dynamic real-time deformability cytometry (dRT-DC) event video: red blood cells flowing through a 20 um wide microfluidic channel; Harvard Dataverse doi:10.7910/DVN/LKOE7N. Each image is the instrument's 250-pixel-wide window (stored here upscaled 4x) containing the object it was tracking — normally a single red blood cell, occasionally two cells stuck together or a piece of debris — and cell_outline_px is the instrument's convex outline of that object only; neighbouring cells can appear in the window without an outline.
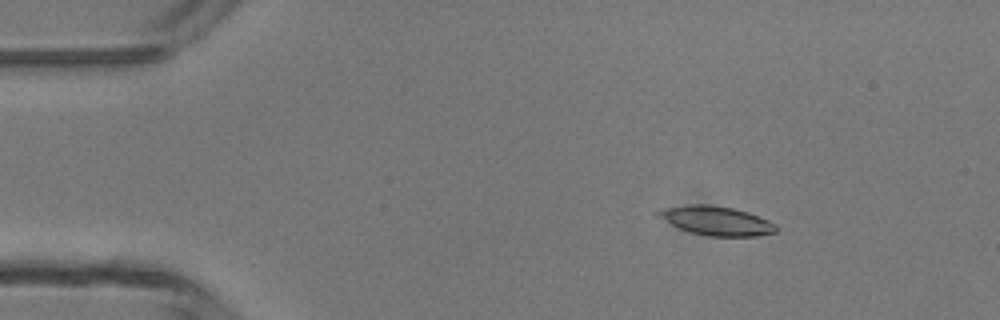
{"species": "common noctule bat (a hibernating species)", "species_latin": "Nyctalus noctula", "temperature_condition": "room temperature", "stored_images_in_passage": 5, "camera_frame_rate_fps": 3000, "um_per_image_px": 0.085, "animal": {"sex": "male", "body_mass_g": 13.3}, "frame": {"image": 1, "passage_image": 2, "time_ms": 1.0, "image_size_px": [1000, 320], "cell_outline_px": [[776, 232], [756, 236], [708, 236], [692, 232], [680, 228], [656, 216], [652, 212], [668, 208], [692, 204], [704, 204], [732, 208], [748, 212], [768, 220], [776, 224]], "centroid_in_image_um": [60.89, 18.76], "position_along_channel_um": 24.1, "area_um2": 19.65}}
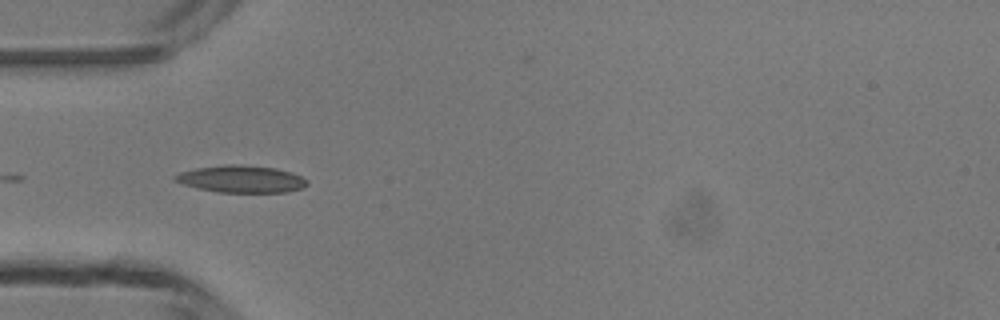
{"frame": {"image": 2, "passage_image": 4, "time_ms": 3.667, "image_size_px": [1000, 320], "cell_outline_px": [[308, 184], [304, 188], [288, 192], [216, 192], [196, 188], [172, 180], [172, 176], [180, 172], [196, 168], [224, 164], [240, 164], [276, 168], [292, 172], [308, 180]], "centroid_in_image_um": [20.5, 15.21], "position_along_channel_um": 64.5, "area_um2": 21.15}}
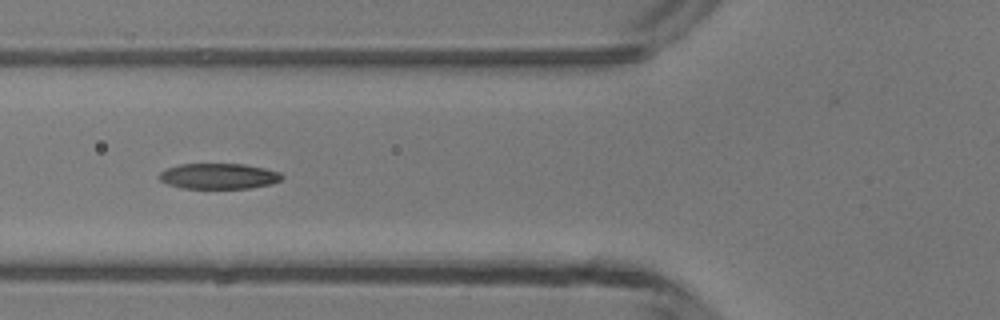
{"frame": {"image": 3, "passage_image": 5, "time_ms": 4.667, "image_size_px": [1000, 320], "cell_outline_px": [[284, 176], [280, 180], [272, 184], [248, 188], [180, 188], [168, 184], [160, 180], [156, 176], [160, 172], [168, 168], [180, 164], [244, 164], [264, 168], [280, 172]], "centroid_in_image_um": [18.58, 14.97], "position_along_channel_um": 107.2, "area_um2": 18.32}}